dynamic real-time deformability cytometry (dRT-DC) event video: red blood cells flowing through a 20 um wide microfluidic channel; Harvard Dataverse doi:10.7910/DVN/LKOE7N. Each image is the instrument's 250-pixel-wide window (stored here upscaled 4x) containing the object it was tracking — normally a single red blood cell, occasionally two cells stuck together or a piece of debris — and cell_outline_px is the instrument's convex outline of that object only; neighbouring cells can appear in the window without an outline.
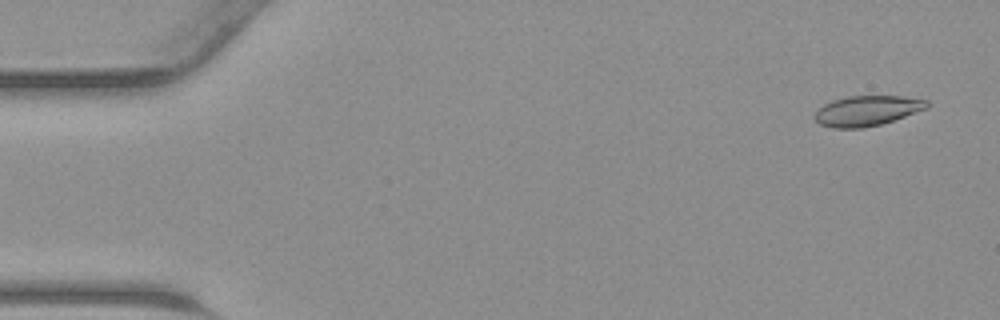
{"species": "common noctule bat (a hibernating species)", "species_latin": "Nyctalus noctula", "temperature_condition": "warm", "stored_images_in_passage": 44, "camera_frame_rate_fps": 3000, "um_per_image_px": 0.085, "animal": {"sex": "male", "body_mass_g": 23.1, "forearm_length_mm": 52.7}, "frame": {"image": 1, "passage_image": 2, "time_ms": 0.333, "image_size_px": [1000, 320], "cell_outline_px": [[928, 108], [880, 124], [864, 128], [832, 128], [820, 124], [812, 116], [824, 104], [832, 100], [848, 96], [904, 96], [928, 100]], "centroid_in_image_um": [73.68, 9.41], "position_along_channel_um": 11.3, "area_um2": 19.65}}
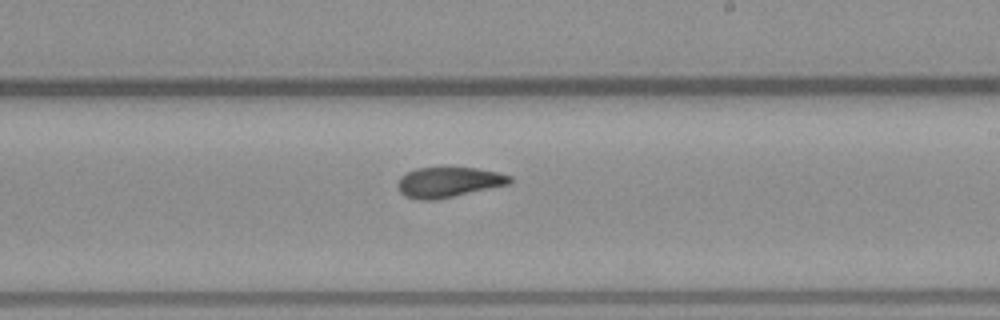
{"frame": {"image": 2, "passage_image": 26, "time_ms": 8.333, "image_size_px": [1000, 320], "cell_outline_px": [[512, 180], [508, 184], [436, 200], [420, 200], [404, 196], [400, 192], [396, 184], [400, 176], [416, 168], [476, 168], [496, 172], [512, 176]], "centroid_in_image_um": [38.08, 15.49], "position_along_channel_um": 250.9, "area_um2": 19.59}}
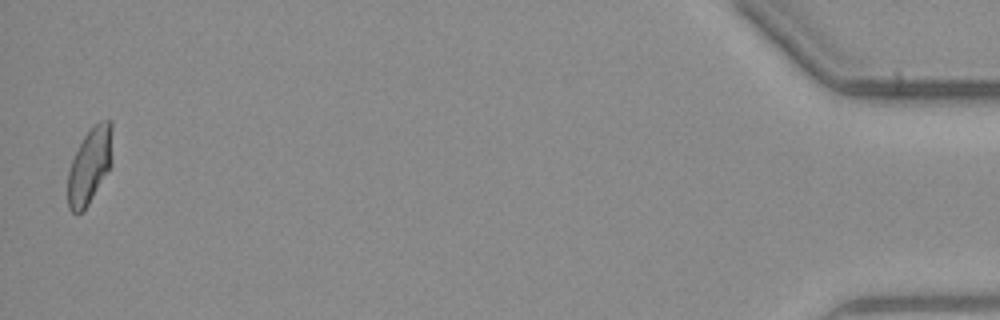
{"frame": {"image": 3, "passage_image": 44, "time_ms": 14.333, "image_size_px": [1000, 320], "cell_outline_px": [[112, 164], [88, 204], [76, 216], [68, 208], [68, 172], [72, 160], [84, 136], [100, 120], [112, 120]], "centroid_in_image_um": [7.64, 14.08], "position_along_channel_um": 427.6, "area_um2": 19.54}}